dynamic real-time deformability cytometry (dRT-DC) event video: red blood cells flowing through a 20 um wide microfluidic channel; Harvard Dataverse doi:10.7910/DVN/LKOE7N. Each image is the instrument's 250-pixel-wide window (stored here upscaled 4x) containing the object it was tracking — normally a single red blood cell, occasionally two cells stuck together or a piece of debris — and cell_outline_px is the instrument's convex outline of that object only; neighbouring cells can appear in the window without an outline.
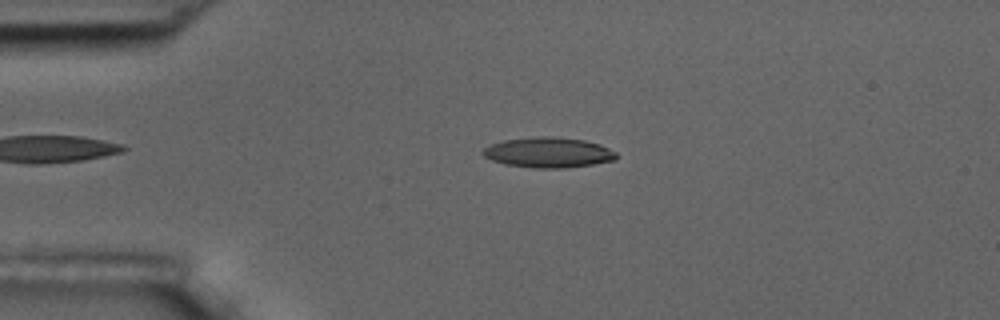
{"species": "common noctule bat (a hibernating species)", "species_latin": "Nyctalus noctula", "temperature_condition": "room temperature", "stored_images_in_passage": 3, "camera_frame_rate_fps": 3000, "um_per_image_px": 0.085, "animal": {"sex": "male", "body_mass_g": 17.5, "forearm_length_mm": 52.3}, "frame": {"image": 1, "passage_image": 2, "time_ms": 1.333, "image_size_px": [1000, 320], "cell_outline_px": [[620, 156], [616, 160], [592, 164], [564, 168], [536, 168], [504, 164], [492, 160], [484, 156], [480, 152], [484, 148], [492, 144], [504, 140], [536, 136], [556, 136], [584, 140], [600, 144], [616, 152]], "centroid_in_image_um": [46.63, 12.95], "position_along_channel_um": 38.4, "area_um2": 23.7}}